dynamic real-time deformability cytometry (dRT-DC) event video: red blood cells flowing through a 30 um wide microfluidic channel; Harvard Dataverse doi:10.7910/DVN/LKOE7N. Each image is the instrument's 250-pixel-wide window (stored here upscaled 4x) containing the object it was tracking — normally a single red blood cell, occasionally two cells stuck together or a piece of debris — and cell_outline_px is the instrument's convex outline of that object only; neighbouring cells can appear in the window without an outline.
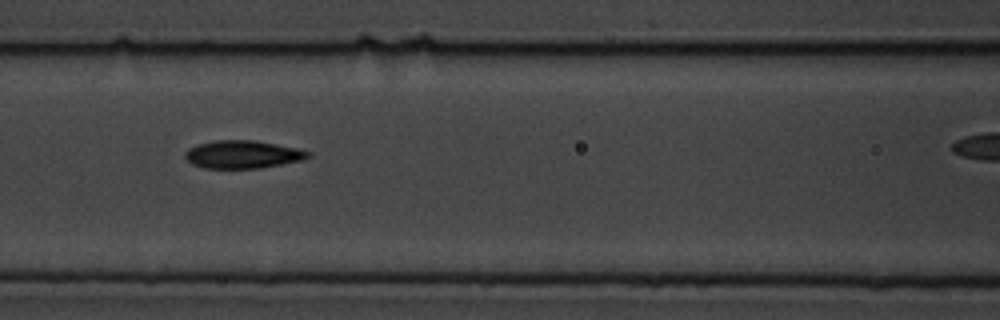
{"species": "common noctule bat (a hibernating species)", "species_latin": "Nyctalus noctula", "temperature_condition": "cold", "stored_images_in_passage": 16, "camera_frame_rate_fps": 3000, "um_per_image_px": 0.085, "animal": {"sex": "male", "body_mass_g": 19.5, "forearm_length_mm": 54.6}, "frame": {"image": 1, "passage_image": 7, "time_ms": 7.667, "image_size_px": [1000, 320], "cell_outline_px": [[312, 156], [300, 160], [260, 168], [204, 168], [192, 164], [184, 156], [184, 152], [188, 148], [196, 144], [216, 140], [252, 140], [276, 144], [296, 148], [308, 152]], "centroid_in_image_um": [20.56, 13.12], "position_along_channel_um": 146.0, "area_um2": 19.83}}
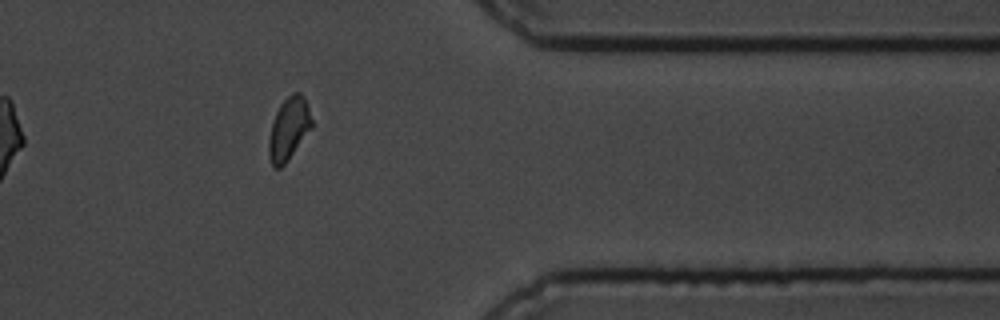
{"frame": {"image": 2, "passage_image": 14, "time_ms": 16.667, "image_size_px": [1000, 320], "cell_outline_px": [[312, 128], [284, 164], [280, 168], [272, 168], [268, 156], [268, 140], [272, 120], [280, 104], [292, 92], [300, 92], [304, 96], [308, 104], [312, 120]], "centroid_in_image_um": [24.53, 10.93], "position_along_channel_um": 386.9, "area_um2": 15.84}, "authors_computed_cell_mechanics": {"area_um2": 19.1896, "velocity_mm_per_s": 3.5733, "shape_relaxation_time_tau1_ms": 1.9761, "shape_relaxation_time_tau2_ms": 2.4787, "deformation_change_tau1": 0.1159, "deformation_change_tau2": 0.0906}}